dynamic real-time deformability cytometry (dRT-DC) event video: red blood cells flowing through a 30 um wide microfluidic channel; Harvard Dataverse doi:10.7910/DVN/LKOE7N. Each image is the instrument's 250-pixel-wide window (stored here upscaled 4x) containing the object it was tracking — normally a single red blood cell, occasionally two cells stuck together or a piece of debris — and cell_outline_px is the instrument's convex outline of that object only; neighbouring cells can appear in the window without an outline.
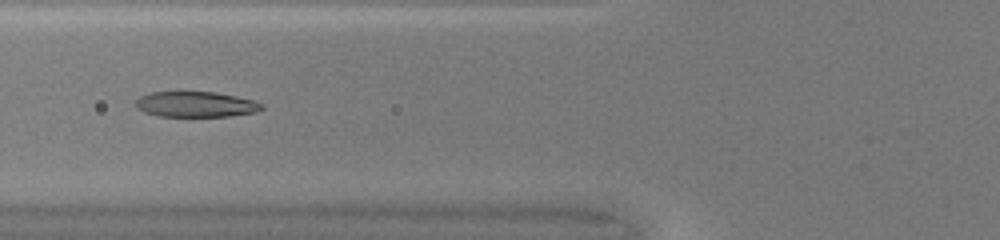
{"species": "common noctule bat (a hibernating species)", "species_latin": "Nyctalus noctula", "temperature_condition": "warm", "stored_images_in_passage": 49, "camera_frame_rate_fps": 3000, "um_per_image_px": 0.085, "animal": {"sex": "female", "body_mass_g": 20.0, "forearm_length_mm": 54.0}, "frame": {"image": 1, "passage_image": 20, "time_ms": 6.333, "image_size_px": [1000, 240], "cell_outline_px": [[264, 108], [256, 112], [228, 116], [156, 116], [144, 112], [136, 108], [136, 100], [140, 96], [152, 92], [216, 92], [256, 100], [264, 104]], "centroid_in_image_um": [16.67, 8.87], "position_along_channel_um": 109.1, "area_um2": 18.84}}
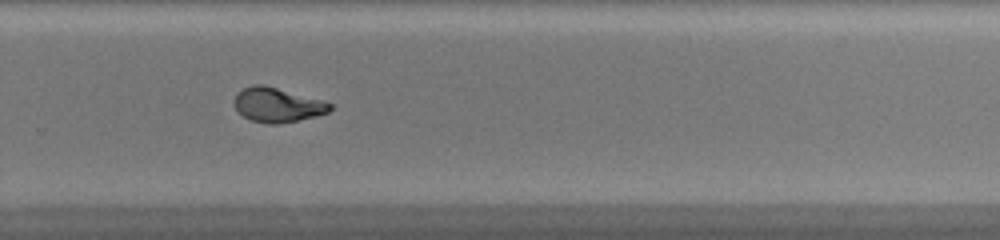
{"frame": {"image": 2, "passage_image": 34, "time_ms": 11.0, "image_size_px": [1000, 240], "cell_outline_px": [[332, 108], [328, 112], [316, 116], [276, 124], [268, 124], [252, 120], [236, 112], [232, 100], [236, 92], [252, 84], [264, 84], [324, 100], [332, 104]], "centroid_in_image_um": [23.53, 8.89], "position_along_channel_um": 306.3, "area_um2": 19.48}}
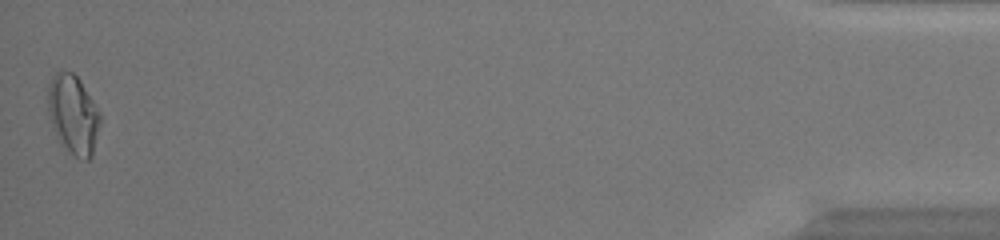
{"frame": {"image": 3, "passage_image": 49, "time_ms": 16.0, "image_size_px": [1000, 240], "cell_outline_px": [[100, 124], [92, 156], [88, 160], [80, 160], [60, 144], [52, 124], [48, 112], [48, 88], [52, 76], [60, 68], [72, 72], [80, 80], [100, 112]], "centroid_in_image_um": [6.22, 9.72], "position_along_channel_um": 429.0, "area_um2": 24.16}, "authors_computed_cell_mechanics": {"area_um2": 19.8832, "velocity_mm_per_s": 4.2218, "shape_relaxation_time_tau1_ms": 4.5959, "shape_relaxation_time_tau2_ms": 0.8194, "deformation_change_tau1": 0.246, "deformation_change_tau2": 0.0637}}